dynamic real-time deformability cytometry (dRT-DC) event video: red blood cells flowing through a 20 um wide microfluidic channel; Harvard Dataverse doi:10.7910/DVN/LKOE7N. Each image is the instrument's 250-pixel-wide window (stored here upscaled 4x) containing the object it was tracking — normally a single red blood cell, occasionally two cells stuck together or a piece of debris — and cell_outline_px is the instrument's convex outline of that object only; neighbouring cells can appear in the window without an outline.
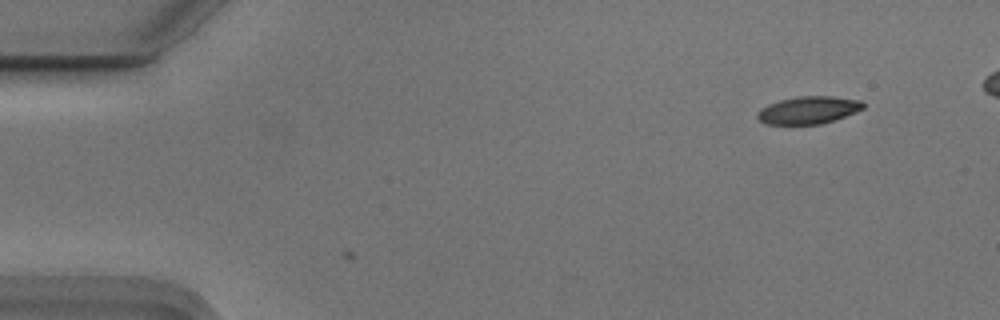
{"species": "Egyptian fruit bat (a non-hibernating species)", "species_latin": "Rousettus aegyptiacus", "temperature_condition": "cold", "stored_images_in_passage": 2, "camera_frame_rate_fps": 3000, "um_per_image_px": 0.085, "animal": {"sex": "male"}, "frame": {"image": 1, "passage_image": 2, "time_ms": 0.333, "image_size_px": [1000, 320], "cell_outline_px": [[864, 108], [856, 112], [820, 124], [768, 124], [760, 120], [756, 116], [756, 112], [760, 108], [768, 104], [780, 100], [796, 96], [832, 96], [860, 100], [864, 104]], "centroid_in_image_um": [68.69, 9.34], "position_along_channel_um": 16.3, "area_um2": 16.88}}